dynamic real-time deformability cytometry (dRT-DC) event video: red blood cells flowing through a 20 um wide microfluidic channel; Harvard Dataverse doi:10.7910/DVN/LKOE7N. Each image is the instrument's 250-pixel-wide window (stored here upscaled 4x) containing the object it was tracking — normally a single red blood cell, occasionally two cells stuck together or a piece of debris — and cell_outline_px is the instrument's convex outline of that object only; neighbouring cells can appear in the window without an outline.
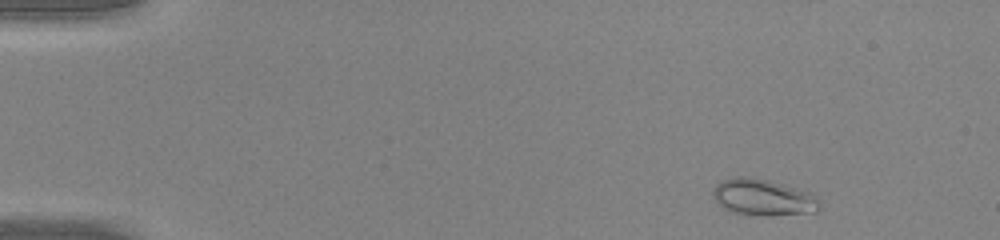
{"species": "common noctule bat (a hibernating species)", "species_latin": "Nyctalus noctula", "temperature_condition": "warm", "stored_images_in_passage": 46, "camera_frame_rate_fps": 3000, "um_per_image_px": 0.085, "animal": {"sex": "male", "body_mass_g": 20.0, "forearm_length_mm": 53.3}, "frame": {"image": 1, "passage_image": 3, "time_ms": 0.667, "image_size_px": [1000, 240], "cell_outline_px": [[820, 208], [816, 212], [748, 216], [728, 212], [716, 200], [712, 192], [716, 184], [732, 176], [748, 176], [768, 180], [812, 192], [816, 196]], "centroid_in_image_um": [64.84, 16.77], "position_along_channel_um": 20.2, "area_um2": 22.77}}
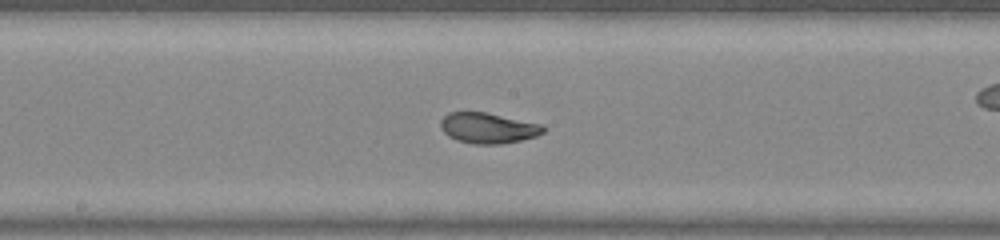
{"frame": {"image": 2, "passage_image": 24, "time_ms": 7.667, "image_size_px": [1000, 240], "cell_outline_px": [[548, 128], [544, 132], [536, 136], [520, 140], [500, 144], [472, 144], [456, 140], [448, 136], [440, 128], [440, 120], [448, 112], [484, 112], [544, 124]], "centroid_in_image_um": [41.5, 10.88], "position_along_channel_um": 206.7, "area_um2": 18.5}}
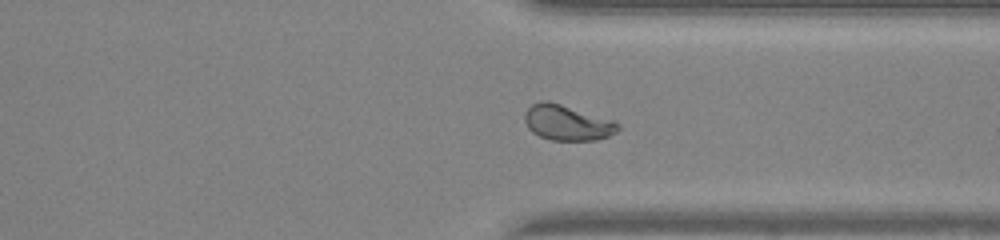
{"frame": {"image": 3, "passage_image": 35, "time_ms": 11.333, "image_size_px": [1000, 240], "cell_outline_px": [[620, 128], [616, 132], [608, 136], [596, 140], [552, 140], [540, 136], [532, 132], [528, 128], [524, 120], [524, 112], [532, 104], [540, 100], [548, 100], [616, 120], [620, 124]], "centroid_in_image_um": [48.22, 10.41], "position_along_channel_um": 363.2, "area_um2": 19.54}, "authors_computed_cell_mechanics": {"area_um2": 19.3341, "velocity_mm_per_s": 4.2651, "shape_relaxation_time_tau1_ms": 4.1208, "shape_relaxation_time_tau2_ms": null, "deformation_change_tau1": 0.1664, "deformation_change_tau2": null}}